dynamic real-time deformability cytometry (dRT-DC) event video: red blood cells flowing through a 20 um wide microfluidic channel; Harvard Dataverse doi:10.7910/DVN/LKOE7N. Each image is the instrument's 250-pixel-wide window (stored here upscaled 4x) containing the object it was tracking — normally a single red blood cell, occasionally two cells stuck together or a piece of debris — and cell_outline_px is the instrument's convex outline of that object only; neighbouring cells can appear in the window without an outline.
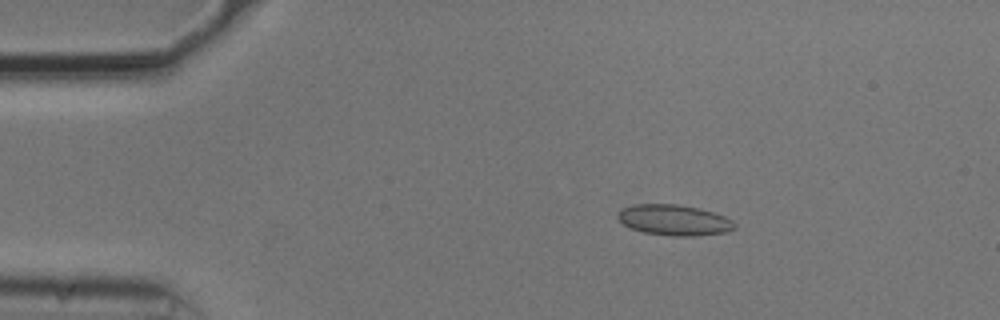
{"species": "common noctule bat (a hibernating species)", "species_latin": "Nyctalus noctula", "temperature_condition": "cold", "stored_images_in_passage": 54, "camera_frame_rate_fps": 3000, "um_per_image_px": 0.085, "animal": {"sex": "male", "body_mass_g": 20.5, "forearm_length_mm": 52.5}, "frame": {"image": 1, "passage_image": 9, "time_ms": 2.667, "image_size_px": [1000, 320], "cell_outline_px": [[736, 228], [728, 232], [692, 236], [672, 236], [644, 232], [632, 228], [624, 224], [616, 216], [620, 208], [636, 204], [676, 204], [700, 208], [724, 216], [732, 220], [736, 224]], "centroid_in_image_um": [57.31, 18.7], "position_along_channel_um": 27.7, "area_um2": 20.92}}
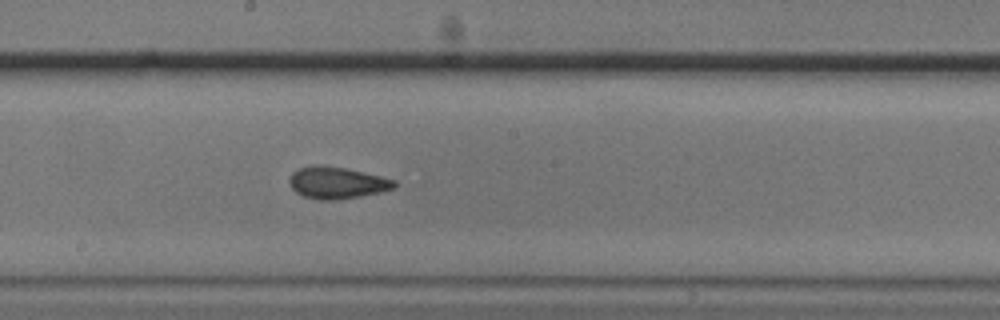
{"frame": {"image": 2, "passage_image": 29, "time_ms": 9.333, "image_size_px": [1000, 320], "cell_outline_px": [[396, 188], [380, 192], [360, 196], [336, 200], [320, 200], [304, 196], [296, 192], [288, 184], [288, 180], [292, 172], [300, 168], [316, 164], [344, 168], [380, 176], [396, 180]], "centroid_in_image_um": [28.62, 15.54], "position_along_channel_um": 219.6, "area_um2": 19.42}}
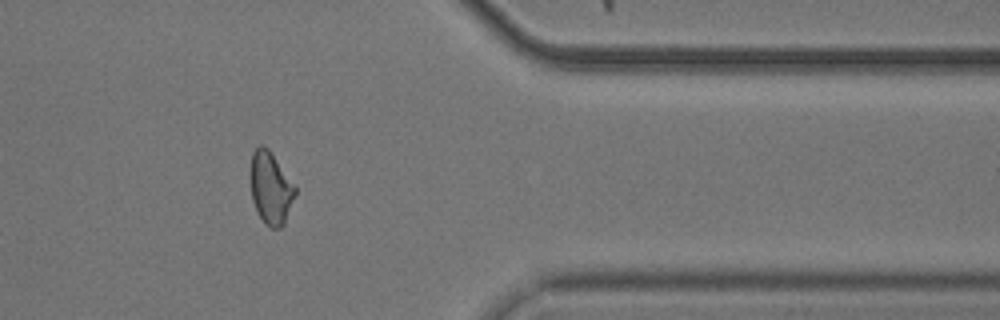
{"frame": {"image": 3, "passage_image": 44, "time_ms": 14.333, "image_size_px": [1000, 320], "cell_outline_px": [[296, 192], [284, 224], [280, 228], [272, 228], [264, 224], [256, 212], [252, 200], [248, 172], [252, 152], [260, 144], [264, 144], [268, 148], [296, 184]], "centroid_in_image_um": [22.97, 15.95], "position_along_channel_um": 388.4, "area_um2": 19.54}, "authors_computed_cell_mechanics": {"area_um2": 19.4208, "velocity_mm_per_s": 3.7254, "shape_relaxation_time_tau1_ms": null, "shape_relaxation_time_tau2_ms": 2.0687, "deformation_change_tau1": null, "deformation_change_tau2": 0.0607}}